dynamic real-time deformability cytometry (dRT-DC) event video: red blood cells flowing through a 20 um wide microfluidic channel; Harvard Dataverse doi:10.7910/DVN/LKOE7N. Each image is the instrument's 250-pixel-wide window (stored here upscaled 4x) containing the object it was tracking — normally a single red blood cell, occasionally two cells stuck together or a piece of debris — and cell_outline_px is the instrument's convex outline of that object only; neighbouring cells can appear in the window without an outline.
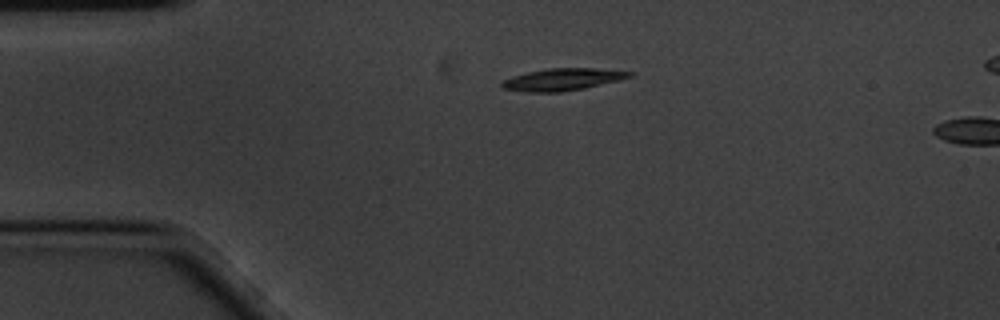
{"species": "common noctule bat (a hibernating species)", "species_latin": "Nyctalus noctula", "temperature_condition": "cold", "stored_images_in_passage": 4, "camera_frame_rate_fps": 3000, "um_per_image_px": 0.085, "animal": {"sex": "male", "body_mass_g": 20.1, "forearm_length_mm": 53.5}, "frame": {"image": 1, "passage_image": 1, "time_ms": 0.0, "image_size_px": [1000, 320], "cell_outline_px": [[636, 72], [632, 76], [620, 80], [584, 88], [560, 92], [528, 92], [500, 88], [500, 84], [504, 80], [512, 76], [528, 72], [548, 68], [596, 68]], "centroid_in_image_um": [47.83, 6.75], "position_along_channel_um": 37.2, "area_um2": 16.47}}